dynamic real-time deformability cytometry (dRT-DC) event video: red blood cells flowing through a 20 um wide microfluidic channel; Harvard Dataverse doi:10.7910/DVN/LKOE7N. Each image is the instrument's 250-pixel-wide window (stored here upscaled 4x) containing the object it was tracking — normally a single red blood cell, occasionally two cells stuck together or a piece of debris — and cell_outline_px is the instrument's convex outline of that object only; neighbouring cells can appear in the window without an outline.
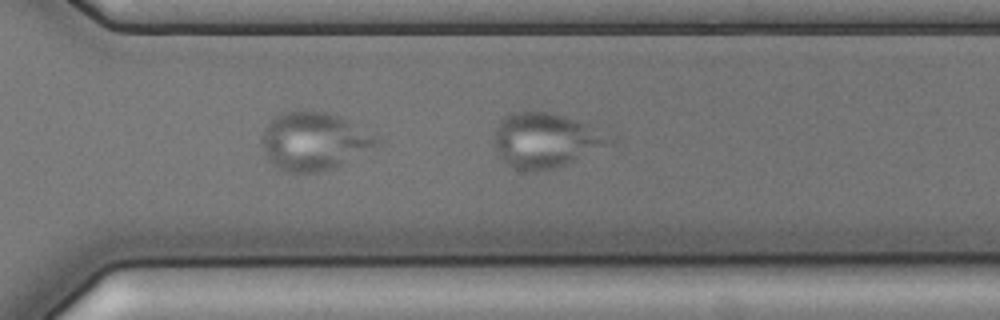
{"species": "common noctule bat (a hibernating species)", "species_latin": "Nyctalus noctula", "temperature_condition": "cold", "stored_images_in_passage": 37, "camera_frame_rate_fps": 3000, "um_per_image_px": 0.085, "animal": {"sex": "male", "body_mass_g": 17.9, "forearm_length_mm": 54.2}, "frame": {"image": 1, "passage_image": 22, "time_ms": 7.0, "image_size_px": [1000, 320], "cell_outline_px": [[616, 144], [564, 164], [552, 168], [512, 168], [500, 156], [496, 148], [496, 128], [500, 120], [504, 116], [516, 112], [552, 112], [596, 124], [616, 132]], "centroid_in_image_um": [46.61, 11.85], "position_along_channel_um": 324.0, "area_um2": 37.22}}